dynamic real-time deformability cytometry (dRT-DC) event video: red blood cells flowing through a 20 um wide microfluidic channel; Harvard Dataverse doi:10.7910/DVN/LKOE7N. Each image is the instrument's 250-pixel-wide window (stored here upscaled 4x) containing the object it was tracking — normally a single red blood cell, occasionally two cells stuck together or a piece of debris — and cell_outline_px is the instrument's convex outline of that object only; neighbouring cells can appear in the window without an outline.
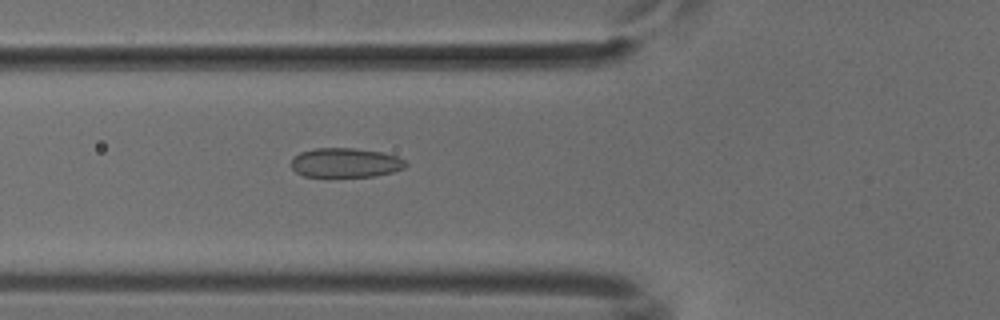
{"species": "common noctule bat (a hibernating species)", "species_latin": "Nyctalus noctula", "temperature_condition": "cold", "stored_images_in_passage": 52, "camera_frame_rate_fps": 3000, "um_per_image_px": 0.085, "animal": {"sex": "male", "body_mass_g": 18.8}, "frame": {"image": 1, "passage_image": 19, "time_ms": 6.0, "image_size_px": [1000, 320], "cell_outline_px": [[408, 164], [404, 168], [392, 172], [376, 176], [304, 176], [296, 172], [292, 168], [292, 156], [300, 152], [316, 148], [356, 148], [384, 152], [396, 156], [404, 160]], "centroid_in_image_um": [29.37, 13.82], "position_along_channel_um": 96.4, "area_um2": 19.65}}
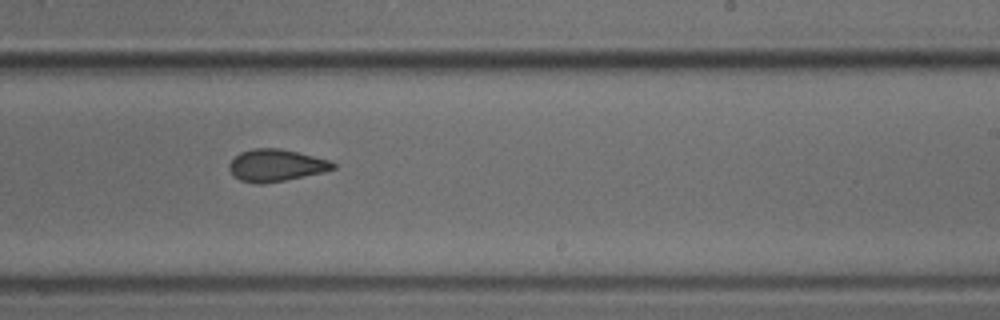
{"frame": {"image": 2, "passage_image": 32, "time_ms": 10.333, "image_size_px": [1000, 320], "cell_outline_px": [[336, 168], [324, 172], [264, 184], [256, 184], [240, 180], [232, 176], [228, 168], [228, 164], [240, 152], [252, 148], [280, 148], [332, 160], [336, 164]], "centroid_in_image_um": [23.46, 14.05], "position_along_channel_um": 265.5, "area_um2": 19.65}}
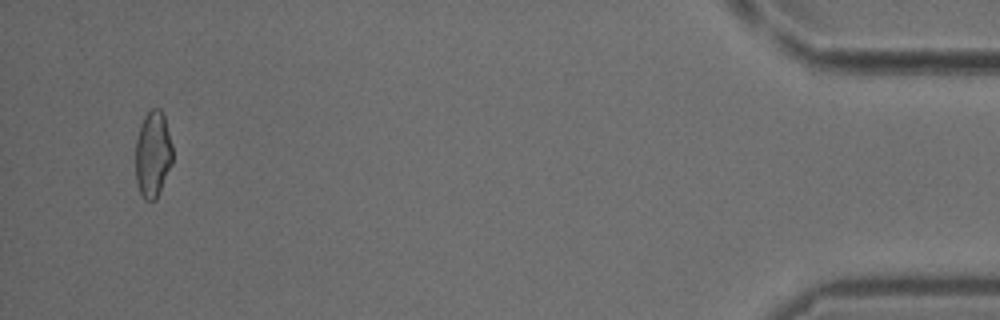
{"frame": {"image": 3, "passage_image": 50, "time_ms": 16.333, "image_size_px": [1000, 320], "cell_outline_px": [[172, 164], [156, 200], [144, 200], [136, 184], [136, 140], [140, 124], [144, 116], [152, 108], [160, 108], [164, 116], [172, 144]], "centroid_in_image_um": [12.99, 13.11], "position_along_channel_um": 422.2, "area_um2": 18.73}}